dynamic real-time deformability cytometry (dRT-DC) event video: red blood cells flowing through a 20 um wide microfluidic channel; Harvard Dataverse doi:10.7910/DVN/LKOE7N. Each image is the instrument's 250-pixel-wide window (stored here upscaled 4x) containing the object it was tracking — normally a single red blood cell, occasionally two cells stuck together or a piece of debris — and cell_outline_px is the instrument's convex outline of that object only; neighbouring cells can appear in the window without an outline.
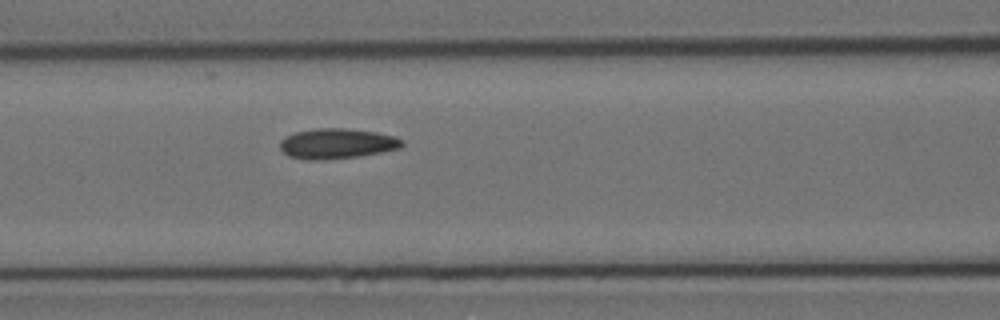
{"species": "Egyptian fruit bat (a non-hibernating species)", "species_latin": "Rousettus aegyptiacus", "temperature_condition": "cold", "stored_images_in_passage": 6, "segment_of_instrument_passage": [1, 2], "camera_frame_rate_fps": 3000, "um_per_image_px": 0.085, "animal": {"sex": "female"}, "frame": {"image": 1, "passage_image": 5, "time_ms": 6.0, "image_size_px": [1000, 320], "cell_outline_px": [[404, 144], [400, 148], [360, 156], [324, 160], [308, 160], [288, 156], [280, 148], [280, 140], [296, 132], [316, 128], [344, 128], [376, 132], [396, 136], [404, 140]], "centroid_in_image_um": [28.66, 12.21], "position_along_channel_um": 137.9, "area_um2": 21.56}}